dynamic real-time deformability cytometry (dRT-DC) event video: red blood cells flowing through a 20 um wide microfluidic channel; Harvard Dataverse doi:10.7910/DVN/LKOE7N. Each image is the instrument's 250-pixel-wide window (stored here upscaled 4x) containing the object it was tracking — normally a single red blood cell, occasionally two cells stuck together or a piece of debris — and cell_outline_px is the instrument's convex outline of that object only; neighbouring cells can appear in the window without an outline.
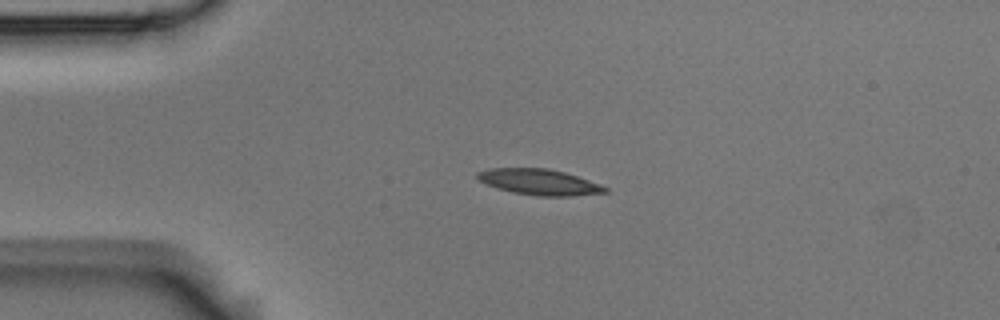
{"species": "Egyptian fruit bat (a non-hibernating species)", "species_latin": "Rousettus aegyptiacus", "temperature_condition": "room temperature", "stored_images_in_passage": 3, "camera_frame_rate_fps": 3000, "um_per_image_px": 0.085, "animal": {"sex": "male"}, "frame": {"image": 1, "passage_image": 2, "time_ms": 0.333, "image_size_px": [1000, 320], "cell_outline_px": [[608, 192], [572, 196], [536, 196], [512, 192], [496, 188], [480, 180], [476, 176], [476, 172], [488, 168], [548, 168], [564, 172], [600, 184], [608, 188]], "centroid_in_image_um": [45.83, 15.47], "position_along_channel_um": 39.2, "area_um2": 19.19}}